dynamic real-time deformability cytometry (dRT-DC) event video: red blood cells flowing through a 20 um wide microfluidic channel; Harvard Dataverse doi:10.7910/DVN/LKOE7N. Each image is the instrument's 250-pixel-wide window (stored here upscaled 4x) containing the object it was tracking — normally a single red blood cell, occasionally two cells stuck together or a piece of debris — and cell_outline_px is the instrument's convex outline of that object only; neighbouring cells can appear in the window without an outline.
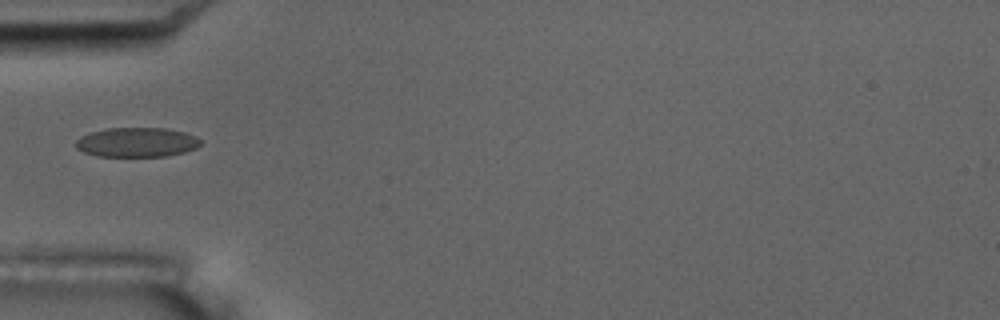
{"species": "common noctule bat (a hibernating species)", "species_latin": "Nyctalus noctula", "temperature_condition": "room temperature", "stored_images_in_passage": 1, "camera_frame_rate_fps": 3000, "um_per_image_px": 0.085, "animal": {"sex": "male", "body_mass_g": 17.5, "forearm_length_mm": 52.3}, "frame": {"image": 1, "passage_image": 1, "time_ms": 0.0, "image_size_px": [1000, 320], "cell_outline_px": [[200, 144], [196, 148], [184, 152], [164, 156], [96, 156], [84, 152], [76, 148], [76, 140], [80, 136], [92, 132], [108, 128], [164, 128], [184, 132], [196, 136], [200, 140]], "centroid_in_image_um": [11.61, 12.09], "position_along_channel_um": 73.4, "area_um2": 21.33}}